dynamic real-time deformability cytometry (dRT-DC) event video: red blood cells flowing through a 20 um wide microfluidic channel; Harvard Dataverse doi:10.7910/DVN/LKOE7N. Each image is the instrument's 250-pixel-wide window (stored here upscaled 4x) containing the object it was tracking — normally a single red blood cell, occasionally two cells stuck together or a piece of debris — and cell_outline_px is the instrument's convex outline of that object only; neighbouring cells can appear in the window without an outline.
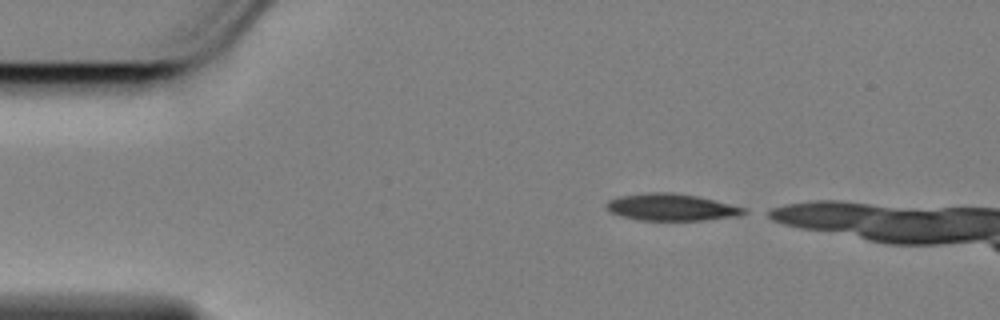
{"species": "Egyptian fruit bat (a non-hibernating species)", "species_latin": "Rousettus aegyptiacus", "temperature_condition": "cold", "stored_images_in_passage": 12, "camera_frame_rate_fps": 3000, "um_per_image_px": 0.085, "animal": {"sex": "female"}, "frame": {"image": 1, "passage_image": 1, "time_ms": 0.0, "image_size_px": [1000, 320], "cell_outline_px": [[748, 212], [740, 216], [708, 220], [636, 220], [620, 216], [604, 208], [604, 204], [608, 200], [616, 196], [648, 192], [672, 192], [696, 196], [716, 200], [748, 208]], "centroid_in_image_um": [57.07, 17.61], "position_along_channel_um": 27.9, "area_um2": 22.08}}
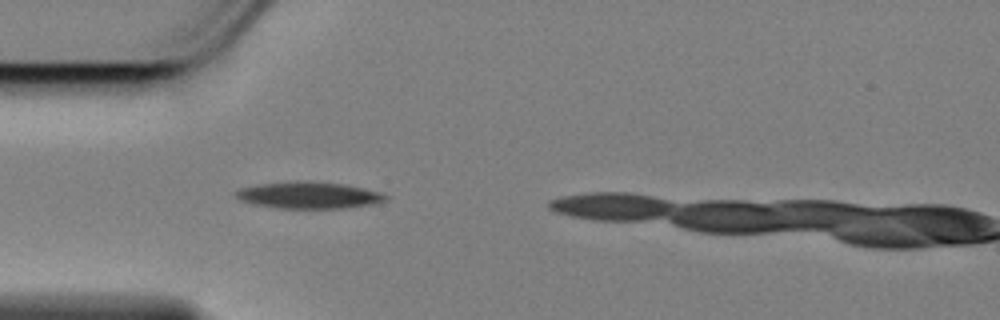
{"frame": {"image": 2, "passage_image": 8, "time_ms": 2.333, "image_size_px": [1000, 320], "cell_outline_px": [[388, 200], [376, 204], [344, 208], [280, 208], [256, 204], [240, 200], [232, 192], [240, 188], [260, 184], [296, 180], [308, 180], [344, 184], [364, 188], [380, 192], [388, 196]], "centroid_in_image_um": [26.28, 16.58], "position_along_channel_um": 58.7, "area_um2": 23.52}}
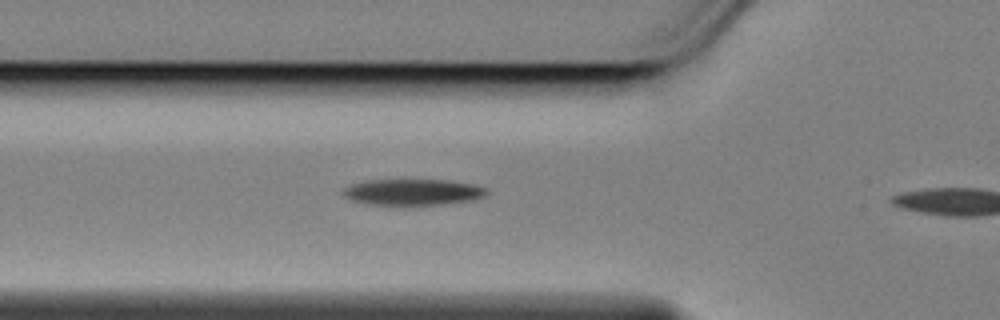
{"frame": {"image": 3, "passage_image": 11, "time_ms": 3.333, "image_size_px": [1000, 320], "cell_outline_px": [[488, 196], [472, 200], [452, 204], [368, 204], [352, 200], [344, 196], [344, 188], [348, 184], [368, 180], [404, 176], [448, 180], [472, 184], [488, 188]], "centroid_in_image_um": [35.12, 16.26], "position_along_channel_um": 90.7, "area_um2": 23.06}}